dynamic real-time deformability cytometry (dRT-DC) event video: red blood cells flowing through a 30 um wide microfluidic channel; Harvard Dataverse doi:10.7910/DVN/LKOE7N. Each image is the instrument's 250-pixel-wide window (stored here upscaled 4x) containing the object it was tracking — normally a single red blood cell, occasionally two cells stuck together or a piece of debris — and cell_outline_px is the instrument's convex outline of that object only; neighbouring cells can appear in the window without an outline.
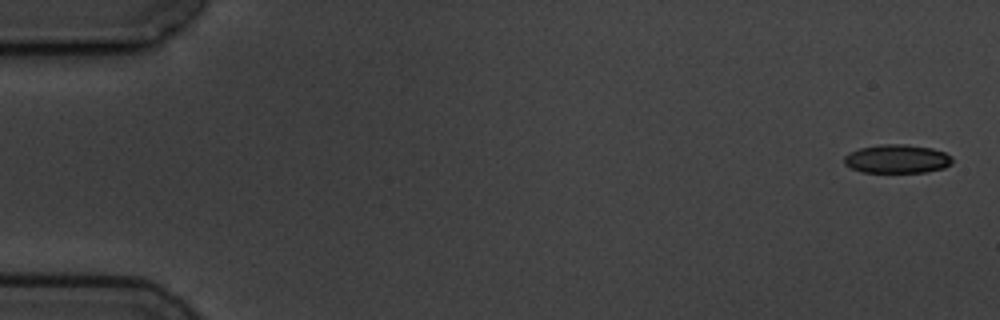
{"species": "common noctule bat (a hibernating species)", "species_latin": "Nyctalus noctula", "temperature_condition": "cold", "stored_images_in_passage": 5, "camera_frame_rate_fps": 3000, "um_per_image_px": 0.085, "animal": {"sex": "male", "body_mass_g": 19.5, "forearm_length_mm": 54.6}, "frame": {"image": 1, "passage_image": 1, "time_ms": 0.0, "image_size_px": [1000, 320], "cell_outline_px": [[952, 164], [944, 168], [924, 172], [860, 172], [844, 164], [844, 156], [848, 152], [860, 148], [880, 144], [904, 144], [932, 148], [944, 152], [952, 156]], "centroid_in_image_um": [76.24, 13.5], "position_along_channel_um": 8.8, "area_um2": 18.15}}
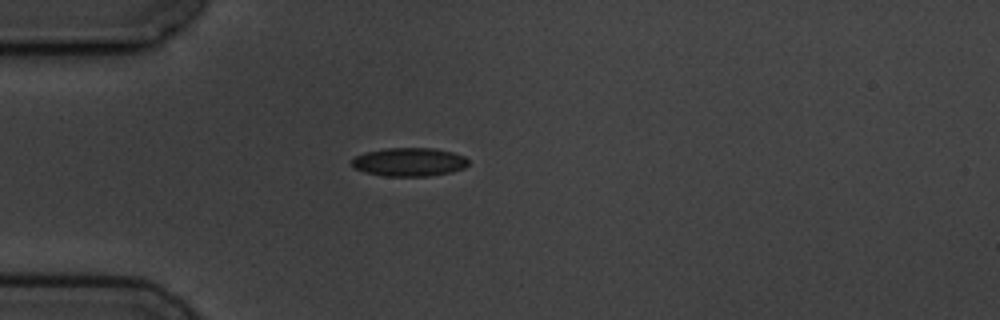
{"frame": {"image": 2, "passage_image": 5, "time_ms": 4.667, "image_size_px": [1000, 320], "cell_outline_px": [[468, 164], [464, 168], [452, 172], [428, 176], [384, 176], [364, 172], [352, 168], [352, 160], [356, 156], [364, 152], [384, 148], [436, 148], [452, 152], [464, 156], [468, 160]], "centroid_in_image_um": [34.77, 13.77], "position_along_channel_um": 50.2, "area_um2": 19.54}}